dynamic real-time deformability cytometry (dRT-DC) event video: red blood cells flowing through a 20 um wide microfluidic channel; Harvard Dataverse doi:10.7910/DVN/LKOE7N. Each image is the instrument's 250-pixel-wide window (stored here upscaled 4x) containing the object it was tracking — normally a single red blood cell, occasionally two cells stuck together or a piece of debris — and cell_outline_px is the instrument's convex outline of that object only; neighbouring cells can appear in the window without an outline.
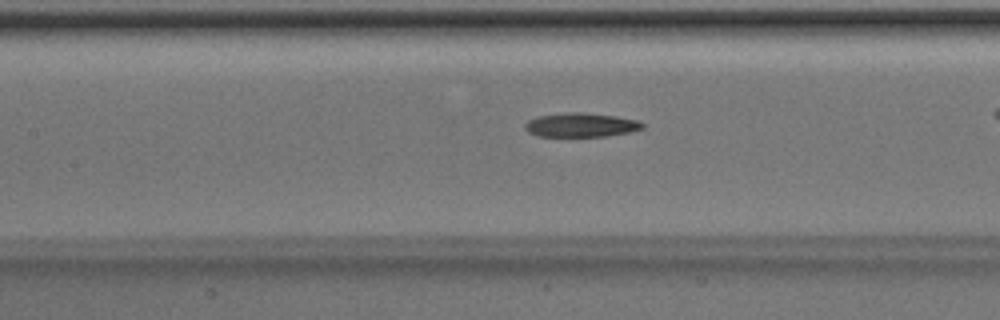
{"species": "Egyptian fruit bat (a non-hibernating species)", "species_latin": "Rousettus aegyptiacus", "temperature_condition": "room temperature", "stored_images_in_passage": 25, "camera_frame_rate_fps": 3000, "um_per_image_px": 0.085, "animal": {"sex": "male"}, "frame": {"image": 1, "passage_image": 8, "time_ms": 2.333, "image_size_px": [1000, 320], "cell_outline_px": [[644, 128], [628, 132], [608, 136], [536, 136], [528, 132], [524, 128], [524, 124], [528, 120], [536, 116], [564, 112], [584, 112], [616, 116], [640, 120], [644, 124]], "centroid_in_image_um": [49.36, 10.61], "position_along_channel_um": 158.0, "area_um2": 16.7}}
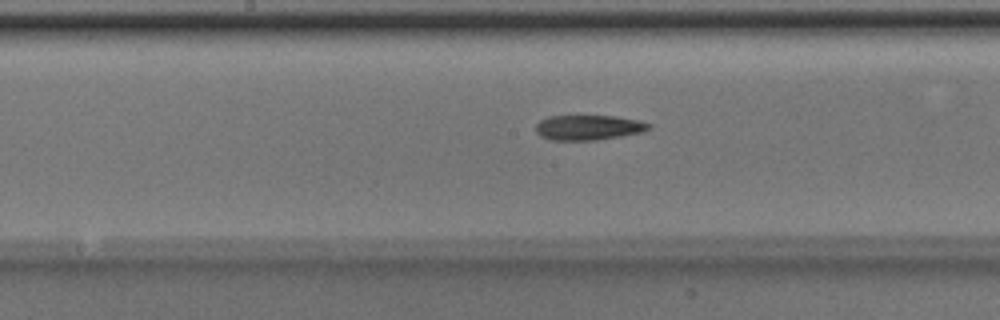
{"frame": {"image": 2, "passage_image": 11, "time_ms": 3.333, "image_size_px": [1000, 320], "cell_outline_px": [[648, 128], [640, 132], [620, 136], [596, 140], [552, 140], [540, 136], [536, 132], [536, 124], [540, 120], [548, 116], [616, 116], [640, 120], [648, 124]], "centroid_in_image_um": [49.95, 10.83], "position_along_channel_um": 198.2, "area_um2": 16.3}}
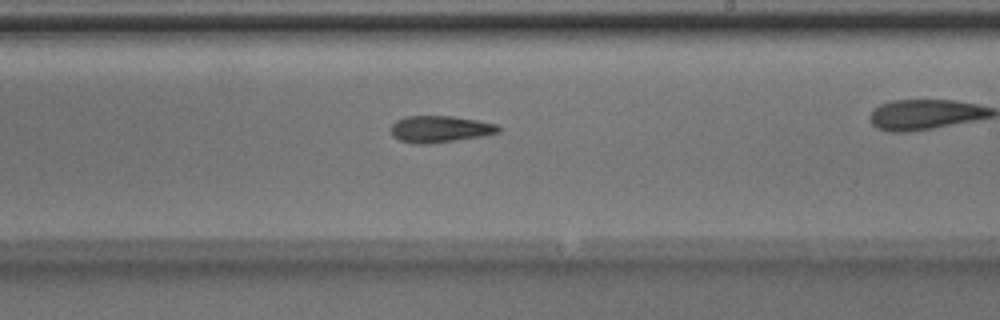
{"frame": {"image": 3, "passage_image": 15, "time_ms": 4.667, "image_size_px": [1000, 320], "cell_outline_px": [[500, 132], [484, 136], [456, 140], [424, 144], [416, 144], [400, 140], [392, 136], [392, 124], [396, 120], [408, 116], [452, 116], [500, 124]], "centroid_in_image_um": [37.44, 10.97], "position_along_channel_um": 251.6, "area_um2": 16.7}}